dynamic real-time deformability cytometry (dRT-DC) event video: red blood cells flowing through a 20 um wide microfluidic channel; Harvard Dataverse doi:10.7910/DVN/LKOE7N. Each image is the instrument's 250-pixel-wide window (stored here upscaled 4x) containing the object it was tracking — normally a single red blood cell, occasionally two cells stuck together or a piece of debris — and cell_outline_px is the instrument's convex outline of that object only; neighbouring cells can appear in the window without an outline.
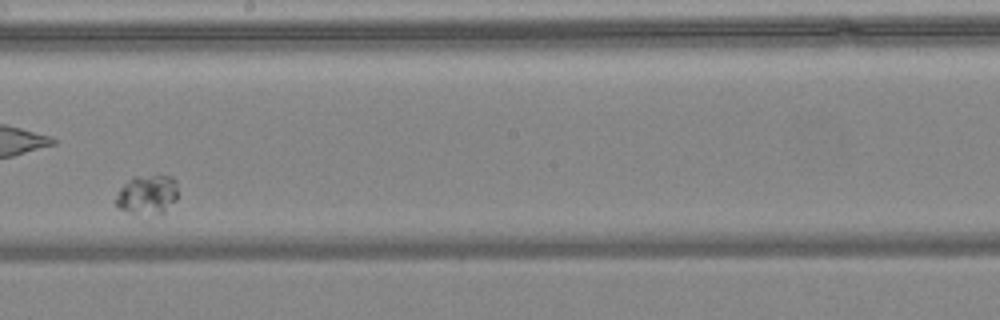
{"species": "common noctule bat (a hibernating species)", "species_latin": "Nyctalus noctula", "temperature_condition": "warm", "stored_images_in_passage": 11, "camera_frame_rate_fps": 3000, "um_per_image_px": 0.085, "animal": {"sex": "female", "body_mass_g": 24.6, "forearm_length_mm": 56.2}, "frame": {"image": 1, "passage_image": 8, "time_ms": 2.333, "image_size_px": [1000, 320], "cell_outline_px": [[176, 200], [164, 216], [160, 216], [128, 212], [116, 208], [112, 200], [120, 188], [132, 176], [172, 176], [176, 180]], "centroid_in_image_um": [12.49, 16.59], "position_along_channel_um": 235.7, "area_um2": 14.85}}
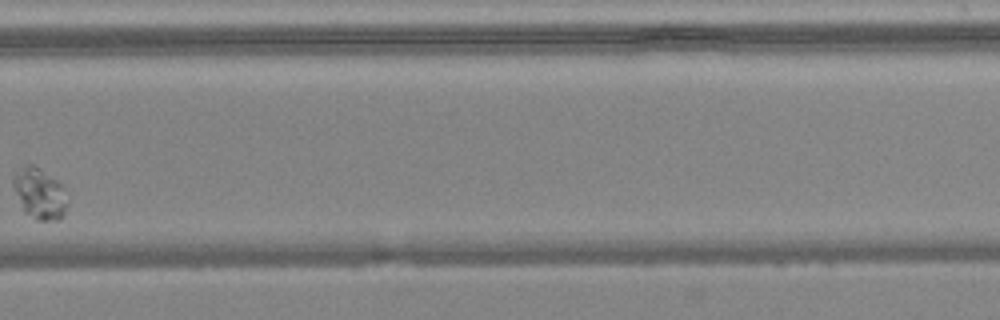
{"frame": {"image": 2, "passage_image": 10, "time_ms": 3.0, "image_size_px": [1000, 320], "cell_outline_px": [[68, 204], [64, 216], [60, 220], [36, 220], [24, 212], [12, 184], [12, 176], [24, 164], [32, 164], [56, 180], [64, 188], [68, 200]], "centroid_in_image_um": [3.37, 16.47], "position_along_channel_um": 326.4, "area_um2": 16.13}}